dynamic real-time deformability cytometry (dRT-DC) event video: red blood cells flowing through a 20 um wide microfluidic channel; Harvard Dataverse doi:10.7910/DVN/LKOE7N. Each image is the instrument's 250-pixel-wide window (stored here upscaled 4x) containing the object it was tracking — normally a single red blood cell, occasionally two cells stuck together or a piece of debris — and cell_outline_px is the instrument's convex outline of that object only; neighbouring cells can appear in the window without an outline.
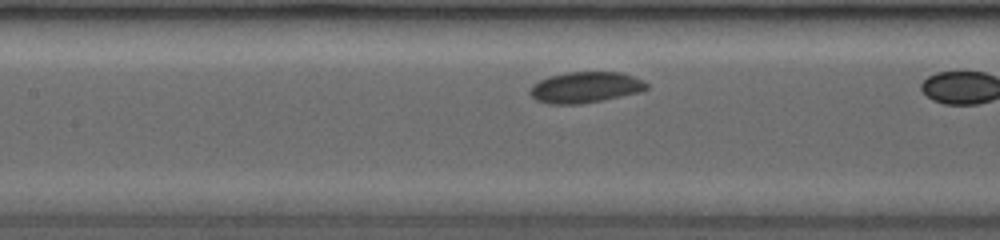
{"species": "common noctule bat (a hibernating species)", "species_latin": "Nyctalus noctula", "temperature_condition": "room temperature", "stored_images_in_passage": 9, "camera_frame_rate_fps": 3500, "um_per_image_px": 0.085, "animal": {"sex": "female", "body_mass_g": 19.0, "forearm_length_mm": 53.3}, "frame": {"image": 1, "passage_image": 8, "time_ms": 2.857, "image_size_px": [1000, 240], "cell_outline_px": [[648, 88], [640, 92], [600, 100], [576, 104], [552, 104], [536, 100], [528, 92], [532, 84], [548, 76], [568, 72], [620, 72], [644, 80], [648, 84]], "centroid_in_image_um": [49.74, 7.41], "position_along_channel_um": 157.7, "area_um2": 20.92}}